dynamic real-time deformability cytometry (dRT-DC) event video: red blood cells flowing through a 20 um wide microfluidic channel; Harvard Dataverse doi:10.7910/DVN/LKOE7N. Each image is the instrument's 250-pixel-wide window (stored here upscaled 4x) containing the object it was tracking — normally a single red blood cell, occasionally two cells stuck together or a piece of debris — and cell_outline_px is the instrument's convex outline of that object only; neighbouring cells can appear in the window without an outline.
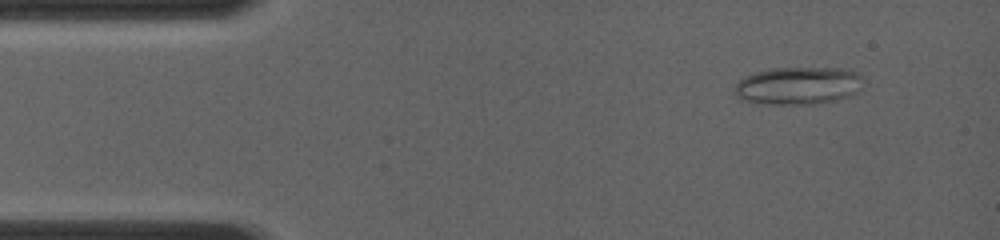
{"species": "common noctule bat (a hibernating species)", "species_latin": "Nyctalus noctula", "temperature_condition": "room temperature", "stored_images_in_passage": 5, "camera_frame_rate_fps": 4000, "um_per_image_px": 0.085, "animal": {"sex": "female", "body_mass_g": 19.0, "forearm_length_mm": 56.7}, "frame": {"image": 1, "passage_image": 2, "time_ms": 1.0, "image_size_px": [1000, 240], "cell_outline_px": [[864, 80], [860, 92], [836, 100], [812, 104], [768, 104], [740, 100], [732, 92], [736, 84], [744, 76], [768, 68], [852, 68], [860, 72], [864, 76]], "centroid_in_image_um": [67.9, 7.27], "position_along_channel_um": 17.1, "area_um2": 28.96}}
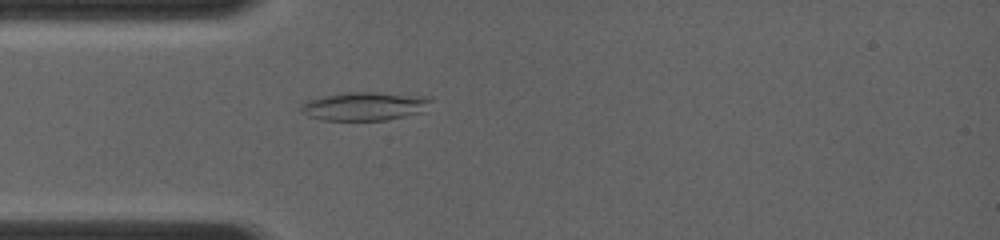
{"frame": {"image": 2, "passage_image": 5, "time_ms": 3.5, "image_size_px": [1000, 240], "cell_outline_px": [[432, 100], [420, 112], [404, 116], [384, 120], [320, 120], [308, 116], [300, 108], [300, 104], [308, 100], [340, 92], [376, 92], [432, 96]], "centroid_in_image_um": [30.97, 9.01], "position_along_channel_um": 54.0, "area_um2": 21.56}}